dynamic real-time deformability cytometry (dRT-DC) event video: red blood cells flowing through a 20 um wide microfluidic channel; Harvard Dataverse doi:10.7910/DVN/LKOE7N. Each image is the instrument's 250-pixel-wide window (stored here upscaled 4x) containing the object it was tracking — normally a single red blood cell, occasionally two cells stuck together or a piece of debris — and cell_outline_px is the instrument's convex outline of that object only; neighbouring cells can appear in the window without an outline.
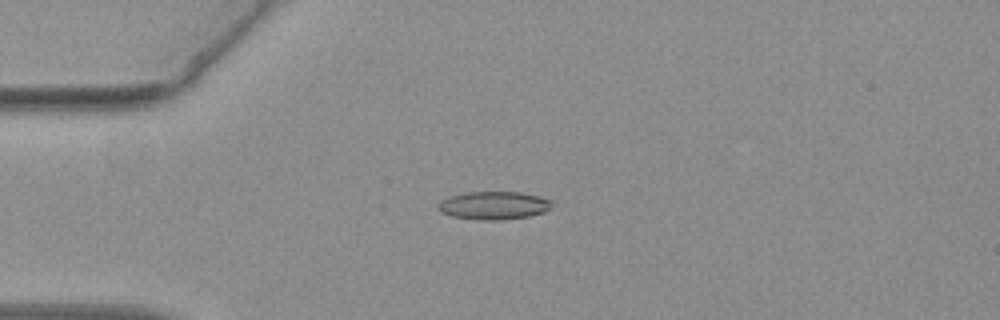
{"species": "common noctule bat (a hibernating species)", "species_latin": "Nyctalus noctula", "temperature_condition": "warm", "stored_images_in_passage": 42, "camera_frame_rate_fps": 3000, "um_per_image_px": 0.085, "animal": {"sex": "female", "body_mass_g": 19.3, "forearm_length_mm": 54.1}, "frame": {"image": 1, "passage_image": 2, "time_ms": 0.333, "image_size_px": [1000, 320], "cell_outline_px": [[552, 200], [548, 208], [544, 212], [528, 216], [500, 220], [484, 220], [452, 216], [440, 212], [436, 208], [436, 204], [440, 200], [448, 196], [464, 192], [520, 192], [540, 196]], "centroid_in_image_um": [41.9, 17.45], "position_along_channel_um": 43.1, "area_um2": 18.67}}
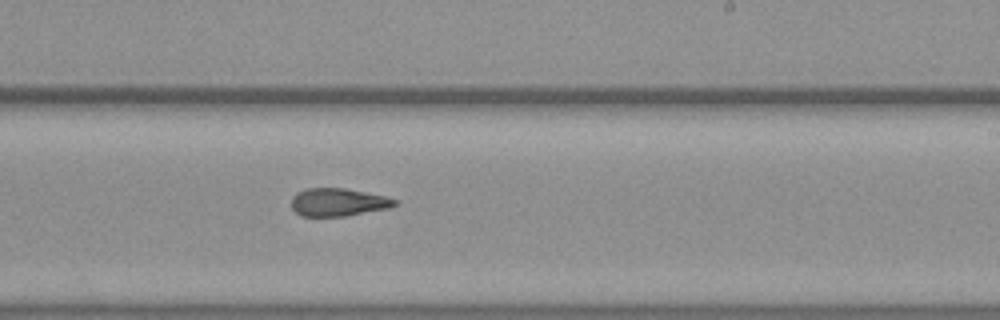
{"frame": {"image": 2, "passage_image": 21, "time_ms": 6.667, "image_size_px": [1000, 320], "cell_outline_px": [[400, 204], [388, 208], [344, 216], [300, 216], [292, 208], [292, 196], [296, 192], [308, 188], [344, 188], [384, 196], [400, 200]], "centroid_in_image_um": [28.75, 17.18], "position_along_channel_um": 260.2, "area_um2": 16.82}}
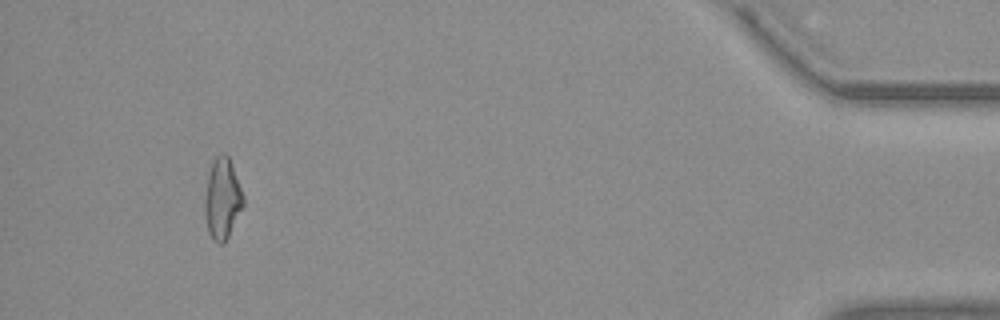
{"frame": {"image": 3, "passage_image": 39, "time_ms": 12.667, "image_size_px": [1000, 320], "cell_outline_px": [[244, 204], [224, 244], [216, 244], [212, 240], [208, 232], [204, 212], [204, 200], [208, 176], [212, 164], [216, 156], [220, 152], [224, 152], [228, 156], [232, 164], [244, 196]], "centroid_in_image_um": [18.89, 16.91], "position_along_channel_um": 416.3, "area_um2": 18.21}, "authors_computed_cell_mechanics": {"area_um2": 17.6868, "velocity_mm_per_s": 3.8062, "shape_relaxation_time_tau1_ms": null, "shape_relaxation_time_tau2_ms": 3.2024, "deformation_change_tau1": null, "deformation_change_tau2": 0.1233}}